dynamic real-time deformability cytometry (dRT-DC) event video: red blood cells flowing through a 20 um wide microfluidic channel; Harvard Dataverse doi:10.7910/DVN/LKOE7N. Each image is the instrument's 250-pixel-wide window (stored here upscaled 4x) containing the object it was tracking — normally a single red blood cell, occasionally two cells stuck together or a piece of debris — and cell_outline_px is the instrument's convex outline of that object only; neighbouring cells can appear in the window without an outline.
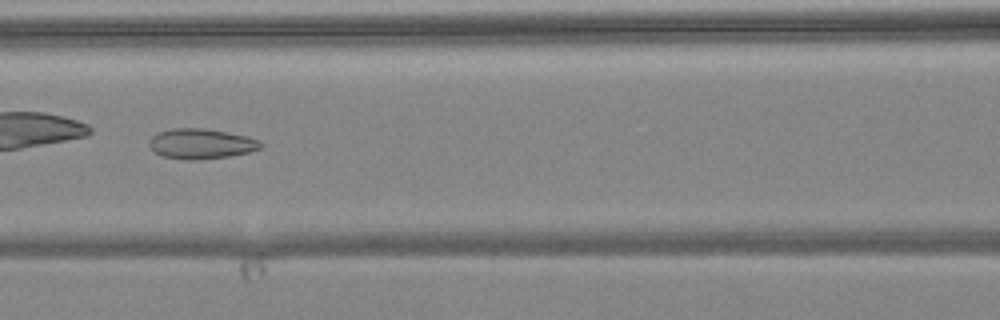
{"species": "common noctule bat (a hibernating species)", "species_latin": "Nyctalus noctula", "temperature_condition": "warm", "stored_images_in_passage": 7, "camera_frame_rate_fps": 3000, "um_per_image_px": 0.085, "animal": {"sex": "female", "body_mass_g": 24.6, "forearm_length_mm": 56.2}, "frame": {"image": 1, "passage_image": 7, "time_ms": 7.0, "image_size_px": [1000, 320], "cell_outline_px": [[264, 144], [260, 148], [248, 152], [228, 156], [196, 160], [188, 160], [160, 156], [148, 144], [148, 140], [152, 136], [160, 132], [172, 128], [204, 128], [248, 136], [260, 140]], "centroid_in_image_um": [17.09, 12.21], "position_along_channel_um": 149.5, "area_um2": 19.59}}